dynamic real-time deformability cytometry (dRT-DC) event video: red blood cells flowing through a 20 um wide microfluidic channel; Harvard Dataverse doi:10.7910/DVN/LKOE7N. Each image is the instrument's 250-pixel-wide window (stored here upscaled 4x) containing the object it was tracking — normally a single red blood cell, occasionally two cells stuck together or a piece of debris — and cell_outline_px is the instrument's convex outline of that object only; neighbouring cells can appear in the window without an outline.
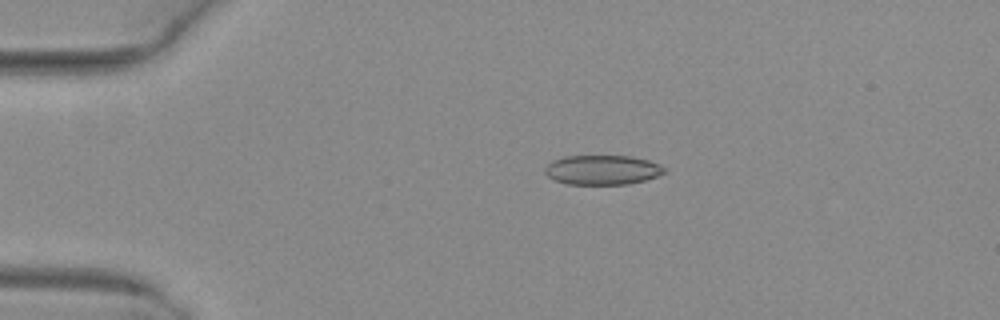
{"species": "common noctule bat (a hibernating species)", "species_latin": "Nyctalus noctula", "temperature_condition": "warm", "stored_images_in_passage": 52, "camera_frame_rate_fps": 3000, "um_per_image_px": 0.085, "animal": {"sex": "female", "body_mass_g": 29.2, "forearm_length_mm": 56.3}, "frame": {"image": 1, "passage_image": 12, "time_ms": 3.667, "image_size_px": [1000, 320], "cell_outline_px": [[668, 172], [644, 180], [628, 184], [568, 184], [556, 180], [548, 176], [544, 172], [544, 168], [552, 160], [564, 156], [632, 156], [648, 160], [660, 164]], "centroid_in_image_um": [51.2, 14.43], "position_along_channel_um": 33.8, "area_um2": 20.58}}
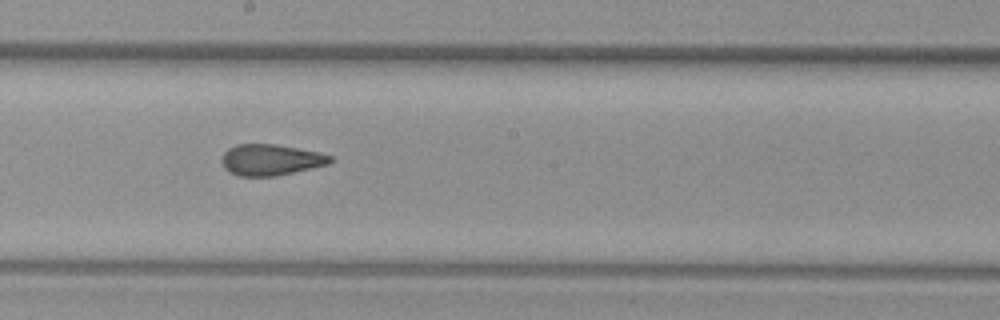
{"frame": {"image": 2, "passage_image": 30, "time_ms": 9.667, "image_size_px": [1000, 320], "cell_outline_px": [[332, 160], [328, 164], [276, 176], [240, 176], [228, 172], [224, 168], [220, 160], [220, 156], [228, 148], [236, 144], [276, 144], [320, 152], [332, 156]], "centroid_in_image_um": [22.96, 13.58], "position_along_channel_um": 225.2, "area_um2": 19.83}}
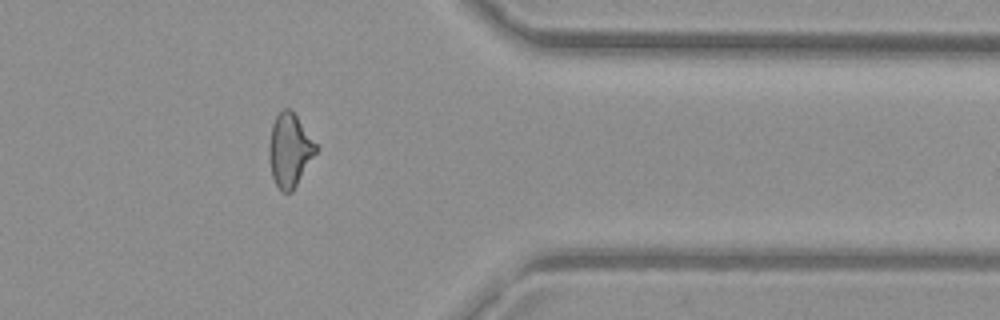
{"frame": {"image": 3, "passage_image": 43, "time_ms": 14.0, "image_size_px": [1000, 320], "cell_outline_px": [[320, 148], [292, 192], [284, 192], [276, 184], [272, 176], [268, 156], [268, 144], [272, 124], [276, 116], [284, 108], [288, 108], [296, 116]], "centroid_in_image_um": [24.63, 12.77], "position_along_channel_um": 386.8, "area_um2": 20.06}, "authors_computed_cell_mechanics": {"area_um2": 20.5479, "velocity_mm_per_s": 4.0531, "shape_relaxation_time_tau1_ms": null, "shape_relaxation_time_tau2_ms": 1.6051, "deformation_change_tau1": null, "deformation_change_tau2": 0.0948}}